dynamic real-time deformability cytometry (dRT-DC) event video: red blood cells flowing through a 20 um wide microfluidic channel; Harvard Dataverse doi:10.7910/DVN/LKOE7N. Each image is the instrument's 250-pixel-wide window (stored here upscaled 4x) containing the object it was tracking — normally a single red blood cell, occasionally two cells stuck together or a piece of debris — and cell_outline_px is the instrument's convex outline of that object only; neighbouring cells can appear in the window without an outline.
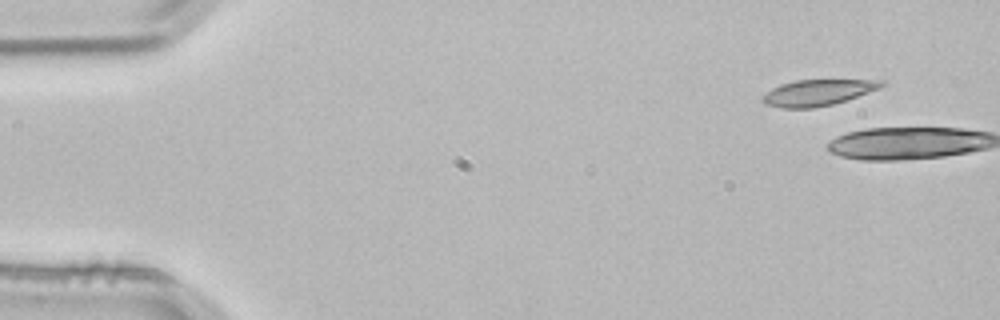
{"species": "common noctule bat (a hibernating species)", "species_latin": "Nyctalus noctula", "temperature_condition": "room temperature", "stored_images_in_passage": 4, "camera_frame_rate_fps": 3000, "um_per_image_px": 0.085, "animal": {"sex": "male", "body_mass_g": 21.5, "forearm_length_mm": 52.0}, "frame": {"image": 1, "passage_image": 1, "time_ms": 0.0, "image_size_px": [1000, 320], "cell_outline_px": [[884, 84], [880, 88], [832, 104], [812, 108], [780, 108], [764, 104], [760, 100], [760, 96], [772, 88], [796, 80], [884, 80]], "centroid_in_image_um": [69.43, 7.88], "position_along_channel_um": 15.6, "area_um2": 17.86}}